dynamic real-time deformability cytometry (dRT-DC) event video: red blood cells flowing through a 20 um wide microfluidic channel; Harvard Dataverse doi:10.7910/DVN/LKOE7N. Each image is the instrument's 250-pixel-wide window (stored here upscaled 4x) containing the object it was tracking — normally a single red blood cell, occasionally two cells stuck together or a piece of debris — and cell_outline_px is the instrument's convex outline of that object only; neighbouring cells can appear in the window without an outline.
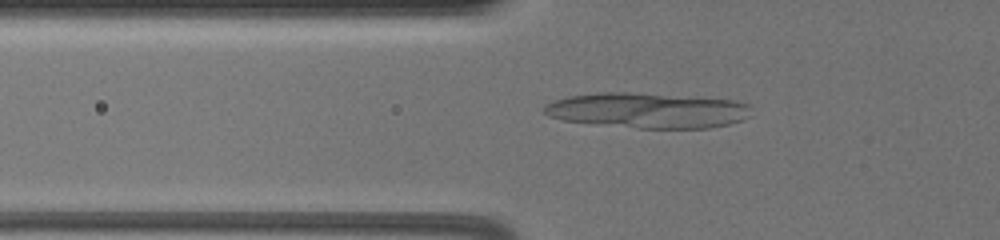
{"species": "common noctule bat (a hibernating species)", "species_latin": "Nyctalus noctula", "temperature_condition": "warm", "stored_images_in_passage": 56, "camera_frame_rate_fps": 3000, "um_per_image_px": 0.085, "animal": {"sex": "female", "body_mass_g": 19.5, "forearm_length_mm": 54.1}, "frame": {"image": 1, "passage_image": 19, "time_ms": 6.0, "image_size_px": [1000, 240], "cell_outline_px": [[748, 116], [740, 120], [728, 124], [708, 128], [640, 128], [564, 120], [548, 116], [544, 112], [544, 108], [548, 104], [556, 100], [568, 96], [600, 92], [628, 92], [732, 100], [748, 104]], "centroid_in_image_um": [55.01, 9.38], "position_along_channel_um": 70.8, "area_um2": 41.79}}